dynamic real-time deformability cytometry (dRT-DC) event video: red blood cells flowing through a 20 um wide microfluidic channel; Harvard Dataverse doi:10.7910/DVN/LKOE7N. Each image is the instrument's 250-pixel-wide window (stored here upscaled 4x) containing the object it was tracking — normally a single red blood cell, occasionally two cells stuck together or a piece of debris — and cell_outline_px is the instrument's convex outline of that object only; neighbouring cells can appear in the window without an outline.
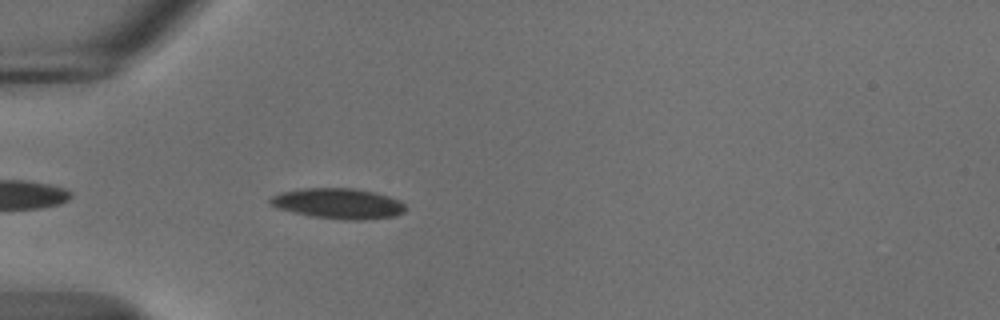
{"species": "common noctule bat (a hibernating species)", "species_latin": "Nyctalus noctula", "temperature_condition": "cold", "stored_images_in_passage": 27, "camera_frame_rate_fps": 3000, "um_per_image_px": 0.085, "animal": {"sex": "male", "body_mass_g": 18.8}, "frame": {"image": 1, "passage_image": 3, "time_ms": 0.667, "image_size_px": [1000, 320], "cell_outline_px": [[404, 212], [396, 216], [364, 220], [344, 220], [312, 216], [276, 208], [268, 204], [268, 200], [272, 196], [280, 192], [300, 188], [352, 188], [376, 192], [400, 200], [404, 204]], "centroid_in_image_um": [28.73, 17.3], "position_along_channel_um": 56.3, "area_um2": 24.22}}
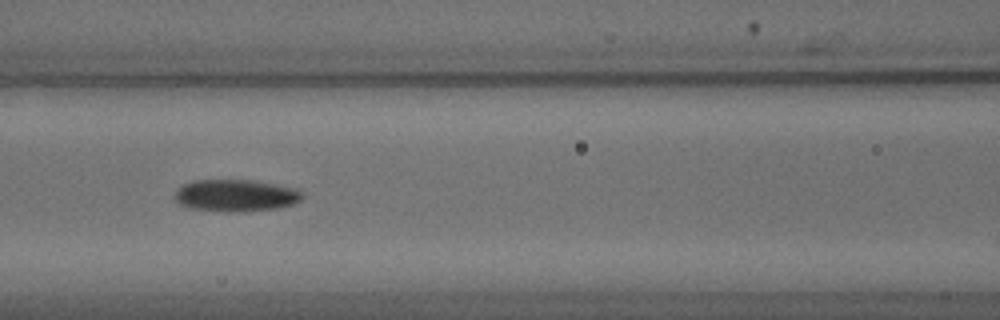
{"frame": {"image": 2, "passage_image": 11, "time_ms": 3.333, "image_size_px": [1000, 320], "cell_outline_px": [[304, 196], [300, 200], [292, 204], [276, 208], [244, 212], [192, 208], [180, 204], [176, 200], [176, 188], [192, 180], [252, 180], [276, 184], [296, 188], [304, 192]], "centroid_in_image_um": [20.08, 16.6], "position_along_channel_um": 146.5, "area_um2": 23.64}}
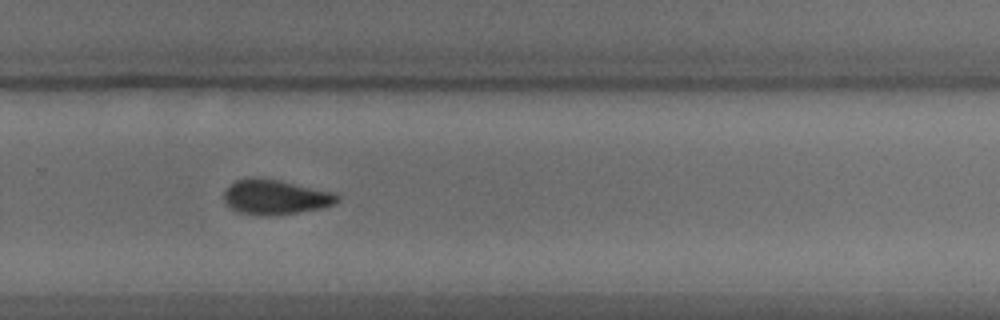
{"frame": {"image": 3, "passage_image": 24, "time_ms": 7.667, "image_size_px": [1000, 320], "cell_outline_px": [[340, 196], [336, 204], [320, 208], [296, 212], [268, 216], [256, 216], [236, 212], [224, 204], [224, 192], [236, 180], [252, 176], [256, 176], [280, 180], [332, 192]], "centroid_in_image_um": [23.35, 16.75], "position_along_channel_um": 306.4, "area_um2": 23.24}}